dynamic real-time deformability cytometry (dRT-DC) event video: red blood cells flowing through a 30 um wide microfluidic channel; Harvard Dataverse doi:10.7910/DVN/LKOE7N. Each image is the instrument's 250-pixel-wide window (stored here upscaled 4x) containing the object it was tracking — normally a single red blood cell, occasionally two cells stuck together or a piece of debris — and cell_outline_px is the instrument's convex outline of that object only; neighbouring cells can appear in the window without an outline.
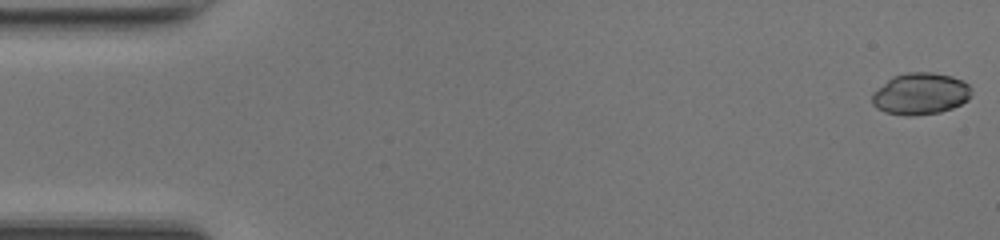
{"species": "common noctule bat (a hibernating species)", "species_latin": "Nyctalus noctula", "temperature_condition": "room temperature", "stored_images_in_passage": 49, "camera_frame_rate_fps": 3000, "um_per_image_px": 0.085, "animal": {"sex": "female", "body_mass_g": 17.0, "forearm_length_mm": 48.0}, "frame": {"image": 1, "passage_image": 1, "time_ms": 0.0, "image_size_px": [1000, 240], "cell_outline_px": [[968, 100], [952, 108], [940, 112], [912, 116], [904, 116], [884, 112], [876, 108], [872, 104], [872, 96], [892, 76], [908, 72], [932, 72], [952, 76], [968, 84]], "centroid_in_image_um": [78.21, 7.98], "position_along_channel_um": 6.8, "area_um2": 23.81}}
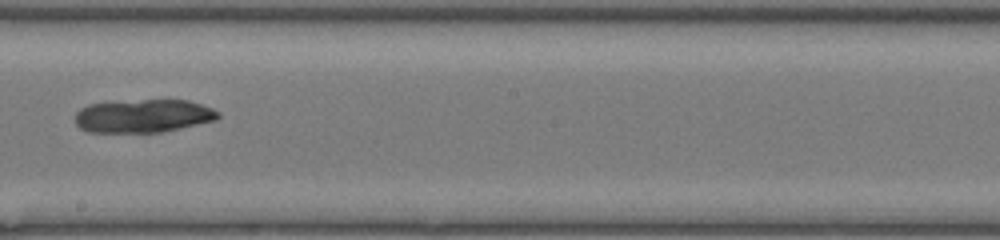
{"frame": {"image": 2, "passage_image": 28, "time_ms": 9.0, "image_size_px": [1000, 240], "cell_outline_px": [[220, 116], [216, 120], [180, 128], [160, 132], [88, 132], [80, 128], [76, 124], [76, 112], [80, 108], [88, 104], [144, 100], [188, 100], [212, 108], [220, 112]], "centroid_in_image_um": [12.18, 9.86], "position_along_channel_um": 236.0, "area_um2": 27.51}}
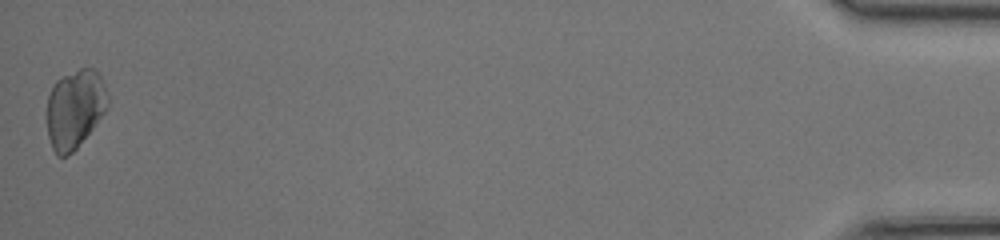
{"frame": {"image": 3, "passage_image": 49, "time_ms": 16.0, "image_size_px": [1000, 240], "cell_outline_px": [[108, 104], [104, 112], [92, 128], [76, 148], [68, 156], [56, 156], [52, 148], [48, 136], [48, 96], [56, 80], [80, 68], [92, 68], [100, 76], [104, 84], [108, 96]], "centroid_in_image_um": [6.36, 9.26], "position_along_channel_um": 428.8, "area_um2": 27.4}}